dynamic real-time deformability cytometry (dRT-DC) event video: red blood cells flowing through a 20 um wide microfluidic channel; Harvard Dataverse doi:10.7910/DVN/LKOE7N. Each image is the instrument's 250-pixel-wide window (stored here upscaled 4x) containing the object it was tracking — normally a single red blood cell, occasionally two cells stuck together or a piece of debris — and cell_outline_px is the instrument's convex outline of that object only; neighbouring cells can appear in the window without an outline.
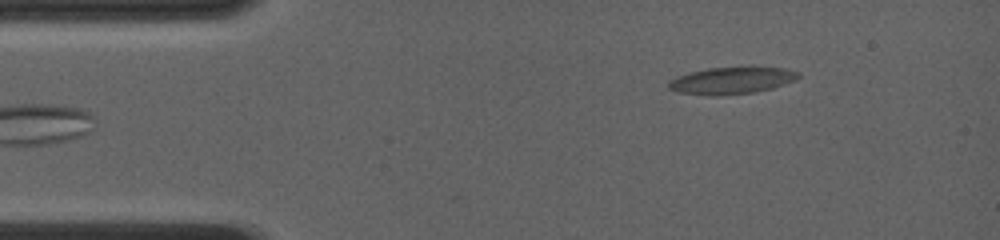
{"species": "common noctule bat (a hibernating species)", "species_latin": "Nyctalus noctula", "temperature_condition": "room temperature", "stored_images_in_passage": 59, "camera_frame_rate_fps": 4000, "um_per_image_px": 0.085, "animal": {"sex": "female", "body_mass_g": 19.0, "forearm_length_mm": 56.7}, "frame": {"image": 1, "passage_image": 5, "time_ms": 1.0, "image_size_px": [1000, 240], "cell_outline_px": [[800, 76], [796, 80], [772, 88], [756, 92], [716, 96], [712, 96], [680, 92], [668, 88], [668, 80], [676, 76], [708, 68], [752, 64], [784, 68], [796, 72]], "centroid_in_image_um": [62.22, 6.8], "position_along_channel_um": 22.8, "area_um2": 21.1}}
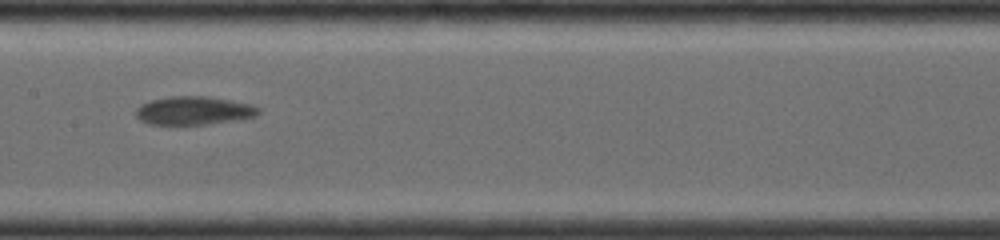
{"frame": {"image": 2, "passage_image": 28, "time_ms": 6.75, "image_size_px": [1000, 240], "cell_outline_px": [[260, 112], [256, 116], [236, 120], [208, 124], [148, 124], [140, 120], [136, 116], [136, 108], [140, 104], [152, 100], [172, 96], [208, 96], [232, 100], [252, 104], [260, 108]], "centroid_in_image_um": [16.49, 9.39], "position_along_channel_um": 190.9, "area_um2": 20.35}}
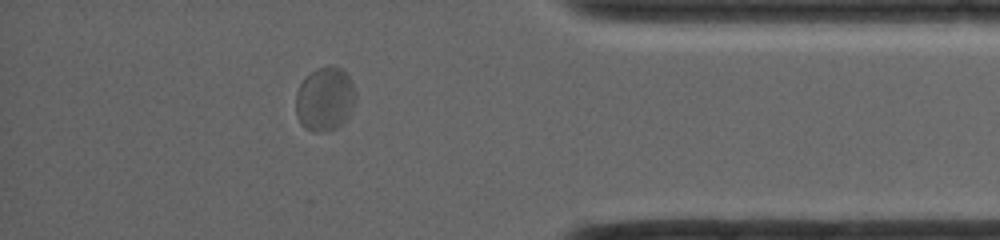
{"frame": {"image": 3, "passage_image": 51, "time_ms": 12.5, "image_size_px": [1000, 240], "cell_outline_px": [[356, 100], [348, 116], [336, 128], [328, 132], [312, 132], [304, 128], [300, 124], [296, 116], [296, 92], [304, 76], [316, 68], [328, 64], [340, 68], [348, 76], [356, 92]], "centroid_in_image_um": [27.58, 8.42], "position_along_channel_um": 407.6, "area_um2": 22.66}}